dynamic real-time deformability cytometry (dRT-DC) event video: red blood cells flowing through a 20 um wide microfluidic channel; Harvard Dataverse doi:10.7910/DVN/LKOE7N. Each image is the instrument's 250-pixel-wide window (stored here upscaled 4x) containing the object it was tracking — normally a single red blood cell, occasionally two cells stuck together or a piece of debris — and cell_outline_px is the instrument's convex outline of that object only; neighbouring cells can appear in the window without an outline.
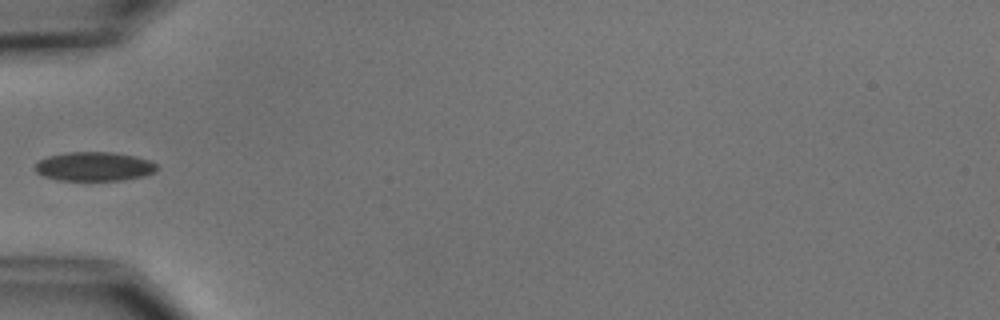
{"species": "common noctule bat (a hibernating species)", "species_latin": "Nyctalus noctula", "temperature_condition": "cold", "stored_images_in_passage": 2, "camera_frame_rate_fps": 3000, "um_per_image_px": 0.085, "animal": {"sex": "male", "body_mass_g": 15.6}, "frame": {"image": 1, "passage_image": 2, "time_ms": 1.333, "image_size_px": [1000, 320], "cell_outline_px": [[156, 172], [144, 176], [124, 180], [56, 180], [44, 176], [36, 172], [32, 168], [40, 160], [48, 156], [68, 152], [112, 152], [132, 156], [148, 160], [156, 164]], "centroid_in_image_um": [7.98, 14.16], "position_along_channel_um": 77.0, "area_um2": 20.58}}